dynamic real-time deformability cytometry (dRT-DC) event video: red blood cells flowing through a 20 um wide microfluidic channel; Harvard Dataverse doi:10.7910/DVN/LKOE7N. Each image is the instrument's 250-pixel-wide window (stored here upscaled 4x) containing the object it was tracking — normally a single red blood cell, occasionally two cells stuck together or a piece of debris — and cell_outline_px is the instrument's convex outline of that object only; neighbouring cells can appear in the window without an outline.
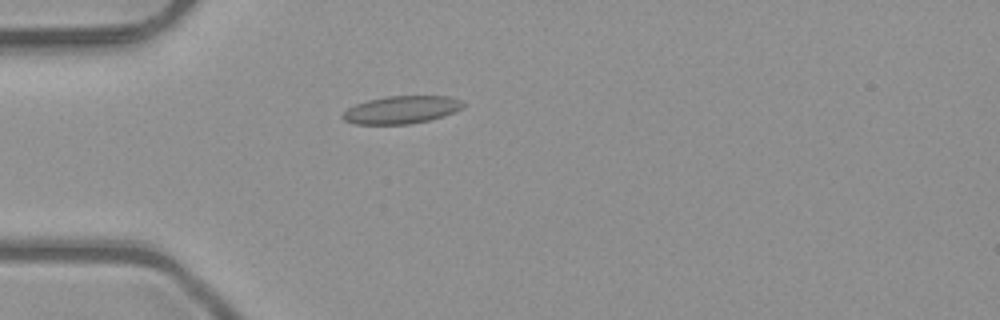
{"species": "common noctule bat (a hibernating species)", "species_latin": "Nyctalus noctula", "temperature_condition": "room temperature", "stored_images_in_passage": 3, "camera_frame_rate_fps": 3000, "um_per_image_px": 0.085, "animal": {"sex": "male", "body_mass_g": 23.1, "forearm_length_mm": 52.7}, "frame": {"image": 1, "passage_image": 2, "time_ms": 0.333, "image_size_px": [1000, 320], "cell_outline_px": [[464, 104], [460, 108], [444, 116], [432, 120], [408, 124], [352, 124], [344, 120], [340, 116], [348, 108], [356, 104], [368, 100], [384, 96], [448, 96], [460, 100]], "centroid_in_image_um": [34.08, 9.33], "position_along_channel_um": 50.9, "area_um2": 19.42}}